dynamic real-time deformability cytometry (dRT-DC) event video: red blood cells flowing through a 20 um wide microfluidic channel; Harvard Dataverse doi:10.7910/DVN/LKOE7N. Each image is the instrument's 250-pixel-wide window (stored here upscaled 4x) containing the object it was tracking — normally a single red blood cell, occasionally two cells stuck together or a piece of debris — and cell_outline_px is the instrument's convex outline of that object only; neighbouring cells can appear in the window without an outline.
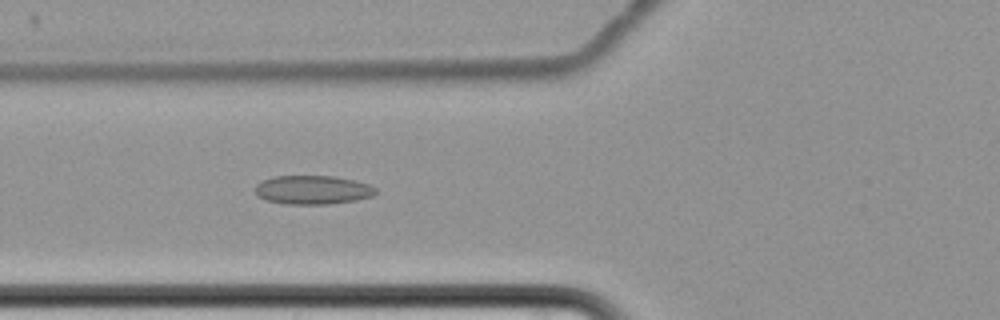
{"species": "common noctule bat (a hibernating species)", "species_latin": "Nyctalus noctula", "temperature_condition": "cold", "stored_images_in_passage": 2, "camera_frame_rate_fps": 3000, "um_per_image_px": 0.085, "animal": {"sex": "female", "body_mass_g": 22.7, "forearm_length_mm": 54.2}, "frame": {"image": 1, "passage_image": 2, "time_ms": 1.0, "image_size_px": [1000, 320], "cell_outline_px": [[376, 192], [372, 196], [356, 200], [328, 204], [284, 204], [264, 200], [256, 196], [256, 184], [272, 176], [332, 176], [352, 180], [368, 184], [376, 188]], "centroid_in_image_um": [26.54, 16.15], "position_along_channel_um": 99.3, "area_um2": 20.23}}